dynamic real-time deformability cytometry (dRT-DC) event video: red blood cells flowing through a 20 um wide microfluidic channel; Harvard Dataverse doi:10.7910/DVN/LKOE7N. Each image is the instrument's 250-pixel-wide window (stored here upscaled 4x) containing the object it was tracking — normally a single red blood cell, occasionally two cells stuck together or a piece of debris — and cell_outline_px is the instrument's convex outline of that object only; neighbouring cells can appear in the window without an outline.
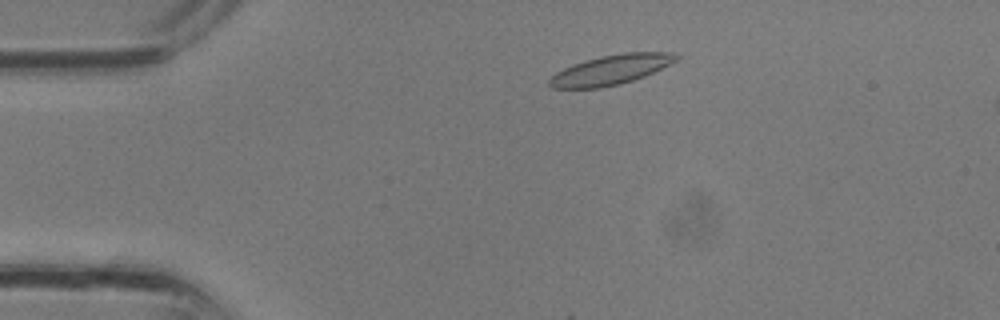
{"species": "common noctule bat (a hibernating species)", "species_latin": "Nyctalus noctula", "temperature_condition": "room temperature", "stored_images_in_passage": 29, "camera_frame_rate_fps": 3000, "um_per_image_px": 0.085, "animal": {"sex": "male", "body_mass_g": 13.3}, "frame": {"image": 1, "passage_image": 3, "time_ms": 0.667, "image_size_px": [1000, 320], "cell_outline_px": [[680, 56], [676, 60], [644, 76], [620, 84], [600, 88], [552, 88], [548, 84], [548, 80], [556, 72], [572, 64], [584, 60], [600, 56], [624, 52], [672, 52]], "centroid_in_image_um": [51.88, 5.93], "position_along_channel_um": 33.1, "area_um2": 21.85}}
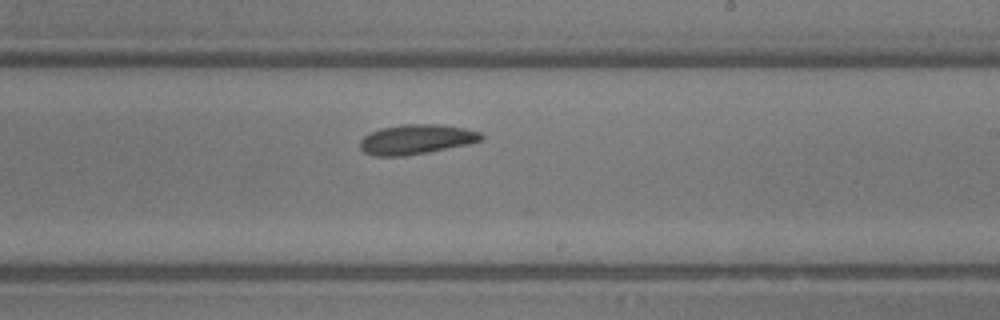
{"frame": {"image": 2, "passage_image": 16, "time_ms": 5.0, "image_size_px": [1000, 320], "cell_outline_px": [[484, 140], [468, 144], [428, 152], [404, 156], [376, 156], [364, 152], [360, 148], [360, 140], [364, 136], [380, 128], [404, 124], [440, 124], [464, 128], [480, 132], [484, 136]], "centroid_in_image_um": [35.4, 11.84], "position_along_channel_um": 253.6, "area_um2": 21.04}}
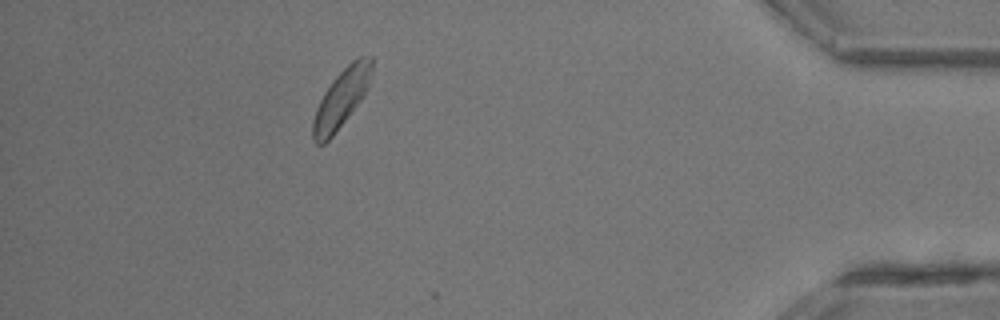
{"frame": {"image": 3, "passage_image": 26, "time_ms": 8.333, "image_size_px": [1000, 320], "cell_outline_px": [[372, 72], [368, 88], [364, 96], [332, 136], [324, 144], [316, 144], [312, 140], [312, 120], [316, 108], [324, 92], [332, 80], [352, 60], [360, 56], [372, 56]], "centroid_in_image_um": [29.0, 8.36], "position_along_channel_um": 406.2, "area_um2": 19.94}}